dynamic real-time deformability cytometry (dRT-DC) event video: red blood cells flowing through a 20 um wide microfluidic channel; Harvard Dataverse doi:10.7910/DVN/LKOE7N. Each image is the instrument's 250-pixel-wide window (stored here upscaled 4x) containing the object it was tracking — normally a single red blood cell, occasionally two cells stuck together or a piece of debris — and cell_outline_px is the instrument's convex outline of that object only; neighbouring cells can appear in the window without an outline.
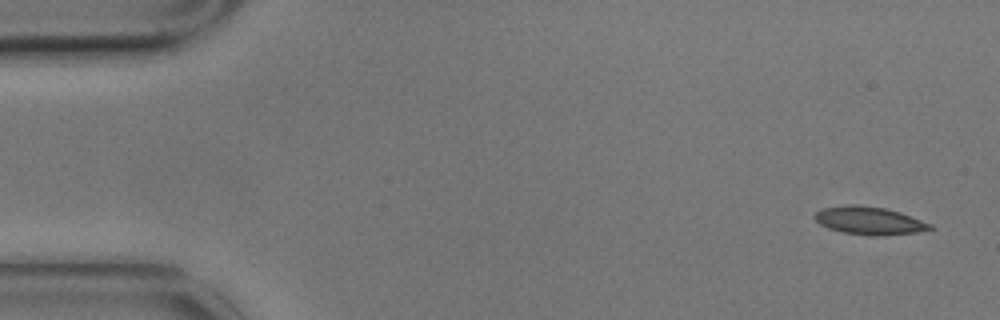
{"species": "common noctule bat (a hibernating species)", "species_latin": "Nyctalus noctula", "temperature_condition": "cold", "stored_images_in_passage": 6, "camera_frame_rate_fps": 3000, "um_per_image_px": 0.085, "animal": {"sex": "male", "body_mass_g": 17.9}, "frame": {"image": 1, "passage_image": 1, "time_ms": 0.0, "image_size_px": [1000, 320], "cell_outline_px": [[936, 228], [916, 232], [880, 236], [868, 236], [844, 232], [828, 228], [820, 224], [812, 216], [816, 212], [824, 208], [848, 204], [856, 204], [884, 208], [900, 212], [932, 224]], "centroid_in_image_um": [73.89, 18.75], "position_along_channel_um": 11.1, "area_um2": 18.79}}
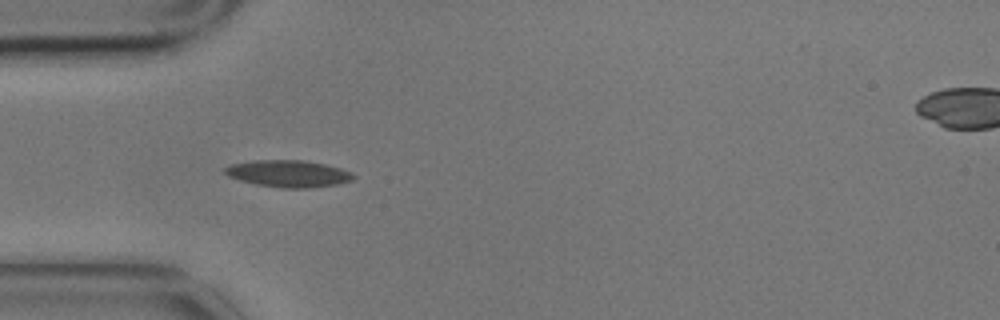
{"frame": {"image": 2, "passage_image": 5, "time_ms": 1.333, "image_size_px": [1000, 320], "cell_outline_px": [[356, 176], [352, 180], [336, 184], [308, 188], [280, 188], [256, 184], [240, 180], [228, 176], [224, 172], [224, 168], [232, 164], [252, 160], [304, 160], [324, 164], [340, 168], [352, 172]], "centroid_in_image_um": [24.51, 14.75], "position_along_channel_um": 60.5, "area_um2": 20.11}}